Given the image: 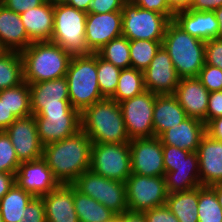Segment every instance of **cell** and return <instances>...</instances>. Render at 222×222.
<instances>
[{"mask_svg":"<svg viewBox=\"0 0 222 222\" xmlns=\"http://www.w3.org/2000/svg\"><path fill=\"white\" fill-rule=\"evenodd\" d=\"M92 0H67L66 4L88 13Z\"/></svg>","mask_w":222,"mask_h":222,"instance_id":"53","label":"cell"},{"mask_svg":"<svg viewBox=\"0 0 222 222\" xmlns=\"http://www.w3.org/2000/svg\"><path fill=\"white\" fill-rule=\"evenodd\" d=\"M92 141L81 129L63 140L43 146L42 158L59 184L71 185L90 170Z\"/></svg>","mask_w":222,"mask_h":222,"instance_id":"1","label":"cell"},{"mask_svg":"<svg viewBox=\"0 0 222 222\" xmlns=\"http://www.w3.org/2000/svg\"><path fill=\"white\" fill-rule=\"evenodd\" d=\"M131 172L145 176H165L163 145L159 137L136 138L129 142Z\"/></svg>","mask_w":222,"mask_h":222,"instance_id":"13","label":"cell"},{"mask_svg":"<svg viewBox=\"0 0 222 222\" xmlns=\"http://www.w3.org/2000/svg\"><path fill=\"white\" fill-rule=\"evenodd\" d=\"M33 198L32 194L15 183L0 200L3 222H20L24 217L26 206Z\"/></svg>","mask_w":222,"mask_h":222,"instance_id":"29","label":"cell"},{"mask_svg":"<svg viewBox=\"0 0 222 222\" xmlns=\"http://www.w3.org/2000/svg\"><path fill=\"white\" fill-rule=\"evenodd\" d=\"M17 118L0 99V131H5Z\"/></svg>","mask_w":222,"mask_h":222,"instance_id":"50","label":"cell"},{"mask_svg":"<svg viewBox=\"0 0 222 222\" xmlns=\"http://www.w3.org/2000/svg\"><path fill=\"white\" fill-rule=\"evenodd\" d=\"M173 21L186 33L204 42L217 38L219 22L214 11L181 9L175 11Z\"/></svg>","mask_w":222,"mask_h":222,"instance_id":"21","label":"cell"},{"mask_svg":"<svg viewBox=\"0 0 222 222\" xmlns=\"http://www.w3.org/2000/svg\"><path fill=\"white\" fill-rule=\"evenodd\" d=\"M23 81L21 54L17 51H8L0 57V91L20 85Z\"/></svg>","mask_w":222,"mask_h":222,"instance_id":"33","label":"cell"},{"mask_svg":"<svg viewBox=\"0 0 222 222\" xmlns=\"http://www.w3.org/2000/svg\"><path fill=\"white\" fill-rule=\"evenodd\" d=\"M210 187L215 191L218 202H219L220 206L222 207V183L215 184Z\"/></svg>","mask_w":222,"mask_h":222,"instance_id":"56","label":"cell"},{"mask_svg":"<svg viewBox=\"0 0 222 222\" xmlns=\"http://www.w3.org/2000/svg\"><path fill=\"white\" fill-rule=\"evenodd\" d=\"M71 185L81 194L103 204L117 216L129 211L125 182L108 179L88 170L77 177Z\"/></svg>","mask_w":222,"mask_h":222,"instance_id":"7","label":"cell"},{"mask_svg":"<svg viewBox=\"0 0 222 222\" xmlns=\"http://www.w3.org/2000/svg\"><path fill=\"white\" fill-rule=\"evenodd\" d=\"M96 53L115 67L120 69L131 67L129 40L123 35L112 39Z\"/></svg>","mask_w":222,"mask_h":222,"instance_id":"34","label":"cell"},{"mask_svg":"<svg viewBox=\"0 0 222 222\" xmlns=\"http://www.w3.org/2000/svg\"><path fill=\"white\" fill-rule=\"evenodd\" d=\"M65 77L70 104L80 113L105 98L97 79V53L73 55Z\"/></svg>","mask_w":222,"mask_h":222,"instance_id":"5","label":"cell"},{"mask_svg":"<svg viewBox=\"0 0 222 222\" xmlns=\"http://www.w3.org/2000/svg\"><path fill=\"white\" fill-rule=\"evenodd\" d=\"M146 90L155 94H174L180 77L167 50L160 46L150 65L143 71Z\"/></svg>","mask_w":222,"mask_h":222,"instance_id":"15","label":"cell"},{"mask_svg":"<svg viewBox=\"0 0 222 222\" xmlns=\"http://www.w3.org/2000/svg\"><path fill=\"white\" fill-rule=\"evenodd\" d=\"M90 170L108 179L125 182L132 174L129 143H93Z\"/></svg>","mask_w":222,"mask_h":222,"instance_id":"9","label":"cell"},{"mask_svg":"<svg viewBox=\"0 0 222 222\" xmlns=\"http://www.w3.org/2000/svg\"><path fill=\"white\" fill-rule=\"evenodd\" d=\"M156 95L145 90L119 103L130 140L154 137L153 110Z\"/></svg>","mask_w":222,"mask_h":222,"instance_id":"12","label":"cell"},{"mask_svg":"<svg viewBox=\"0 0 222 222\" xmlns=\"http://www.w3.org/2000/svg\"><path fill=\"white\" fill-rule=\"evenodd\" d=\"M199 187L168 194L166 205L179 222H198Z\"/></svg>","mask_w":222,"mask_h":222,"instance_id":"28","label":"cell"},{"mask_svg":"<svg viewBox=\"0 0 222 222\" xmlns=\"http://www.w3.org/2000/svg\"><path fill=\"white\" fill-rule=\"evenodd\" d=\"M205 64L219 67L222 70V39L205 41Z\"/></svg>","mask_w":222,"mask_h":222,"instance_id":"42","label":"cell"},{"mask_svg":"<svg viewBox=\"0 0 222 222\" xmlns=\"http://www.w3.org/2000/svg\"><path fill=\"white\" fill-rule=\"evenodd\" d=\"M163 163L165 172L173 171V167L182 165H199L196 152H190L172 145H163Z\"/></svg>","mask_w":222,"mask_h":222,"instance_id":"38","label":"cell"},{"mask_svg":"<svg viewBox=\"0 0 222 222\" xmlns=\"http://www.w3.org/2000/svg\"><path fill=\"white\" fill-rule=\"evenodd\" d=\"M0 99L16 118L32 115L29 84L23 81L20 85L0 91Z\"/></svg>","mask_w":222,"mask_h":222,"instance_id":"31","label":"cell"},{"mask_svg":"<svg viewBox=\"0 0 222 222\" xmlns=\"http://www.w3.org/2000/svg\"><path fill=\"white\" fill-rule=\"evenodd\" d=\"M28 39L31 42L50 41L54 26V4H43L20 14Z\"/></svg>","mask_w":222,"mask_h":222,"instance_id":"24","label":"cell"},{"mask_svg":"<svg viewBox=\"0 0 222 222\" xmlns=\"http://www.w3.org/2000/svg\"><path fill=\"white\" fill-rule=\"evenodd\" d=\"M197 78L210 93L222 90V70L219 67L205 64Z\"/></svg>","mask_w":222,"mask_h":222,"instance_id":"40","label":"cell"},{"mask_svg":"<svg viewBox=\"0 0 222 222\" xmlns=\"http://www.w3.org/2000/svg\"><path fill=\"white\" fill-rule=\"evenodd\" d=\"M188 118L174 94H157L153 110L154 136L176 126Z\"/></svg>","mask_w":222,"mask_h":222,"instance_id":"25","label":"cell"},{"mask_svg":"<svg viewBox=\"0 0 222 222\" xmlns=\"http://www.w3.org/2000/svg\"><path fill=\"white\" fill-rule=\"evenodd\" d=\"M0 222H3V219H2L1 213H0Z\"/></svg>","mask_w":222,"mask_h":222,"instance_id":"59","label":"cell"},{"mask_svg":"<svg viewBox=\"0 0 222 222\" xmlns=\"http://www.w3.org/2000/svg\"><path fill=\"white\" fill-rule=\"evenodd\" d=\"M169 6L174 10L186 9L191 0H166Z\"/></svg>","mask_w":222,"mask_h":222,"instance_id":"54","label":"cell"},{"mask_svg":"<svg viewBox=\"0 0 222 222\" xmlns=\"http://www.w3.org/2000/svg\"><path fill=\"white\" fill-rule=\"evenodd\" d=\"M198 222H222V207L210 186L199 187Z\"/></svg>","mask_w":222,"mask_h":222,"instance_id":"36","label":"cell"},{"mask_svg":"<svg viewBox=\"0 0 222 222\" xmlns=\"http://www.w3.org/2000/svg\"><path fill=\"white\" fill-rule=\"evenodd\" d=\"M220 116H222V90L209 94L206 123Z\"/></svg>","mask_w":222,"mask_h":222,"instance_id":"46","label":"cell"},{"mask_svg":"<svg viewBox=\"0 0 222 222\" xmlns=\"http://www.w3.org/2000/svg\"><path fill=\"white\" fill-rule=\"evenodd\" d=\"M20 222H46L45 206L41 197H34L26 206Z\"/></svg>","mask_w":222,"mask_h":222,"instance_id":"43","label":"cell"},{"mask_svg":"<svg viewBox=\"0 0 222 222\" xmlns=\"http://www.w3.org/2000/svg\"><path fill=\"white\" fill-rule=\"evenodd\" d=\"M127 0H92L88 13H109L122 11Z\"/></svg>","mask_w":222,"mask_h":222,"instance_id":"45","label":"cell"},{"mask_svg":"<svg viewBox=\"0 0 222 222\" xmlns=\"http://www.w3.org/2000/svg\"><path fill=\"white\" fill-rule=\"evenodd\" d=\"M34 116L43 146L63 140L81 130V113L73 107L42 108Z\"/></svg>","mask_w":222,"mask_h":222,"instance_id":"10","label":"cell"},{"mask_svg":"<svg viewBox=\"0 0 222 222\" xmlns=\"http://www.w3.org/2000/svg\"><path fill=\"white\" fill-rule=\"evenodd\" d=\"M51 4L66 3L67 0H47Z\"/></svg>","mask_w":222,"mask_h":222,"instance_id":"58","label":"cell"},{"mask_svg":"<svg viewBox=\"0 0 222 222\" xmlns=\"http://www.w3.org/2000/svg\"><path fill=\"white\" fill-rule=\"evenodd\" d=\"M15 183V174L0 172V200Z\"/></svg>","mask_w":222,"mask_h":222,"instance_id":"51","label":"cell"},{"mask_svg":"<svg viewBox=\"0 0 222 222\" xmlns=\"http://www.w3.org/2000/svg\"><path fill=\"white\" fill-rule=\"evenodd\" d=\"M74 208L79 222H114L117 215L95 199L73 187Z\"/></svg>","mask_w":222,"mask_h":222,"instance_id":"27","label":"cell"},{"mask_svg":"<svg viewBox=\"0 0 222 222\" xmlns=\"http://www.w3.org/2000/svg\"><path fill=\"white\" fill-rule=\"evenodd\" d=\"M15 182L34 197H42L60 185L43 158L21 162Z\"/></svg>","mask_w":222,"mask_h":222,"instance_id":"17","label":"cell"},{"mask_svg":"<svg viewBox=\"0 0 222 222\" xmlns=\"http://www.w3.org/2000/svg\"><path fill=\"white\" fill-rule=\"evenodd\" d=\"M32 115L42 108L72 107L66 77L29 84Z\"/></svg>","mask_w":222,"mask_h":222,"instance_id":"18","label":"cell"},{"mask_svg":"<svg viewBox=\"0 0 222 222\" xmlns=\"http://www.w3.org/2000/svg\"><path fill=\"white\" fill-rule=\"evenodd\" d=\"M9 50L3 45L2 41L0 40V57L6 54Z\"/></svg>","mask_w":222,"mask_h":222,"instance_id":"57","label":"cell"},{"mask_svg":"<svg viewBox=\"0 0 222 222\" xmlns=\"http://www.w3.org/2000/svg\"><path fill=\"white\" fill-rule=\"evenodd\" d=\"M162 42L145 39L129 41L131 67L144 71L150 65Z\"/></svg>","mask_w":222,"mask_h":222,"instance_id":"35","label":"cell"},{"mask_svg":"<svg viewBox=\"0 0 222 222\" xmlns=\"http://www.w3.org/2000/svg\"><path fill=\"white\" fill-rule=\"evenodd\" d=\"M205 131L211 138L222 141V116L209 120L205 124Z\"/></svg>","mask_w":222,"mask_h":222,"instance_id":"49","label":"cell"},{"mask_svg":"<svg viewBox=\"0 0 222 222\" xmlns=\"http://www.w3.org/2000/svg\"><path fill=\"white\" fill-rule=\"evenodd\" d=\"M196 153L201 186L222 183V141L215 140L205 133Z\"/></svg>","mask_w":222,"mask_h":222,"instance_id":"20","label":"cell"},{"mask_svg":"<svg viewBox=\"0 0 222 222\" xmlns=\"http://www.w3.org/2000/svg\"><path fill=\"white\" fill-rule=\"evenodd\" d=\"M118 222H146L143 213L127 211L117 216Z\"/></svg>","mask_w":222,"mask_h":222,"instance_id":"52","label":"cell"},{"mask_svg":"<svg viewBox=\"0 0 222 222\" xmlns=\"http://www.w3.org/2000/svg\"><path fill=\"white\" fill-rule=\"evenodd\" d=\"M222 6V0H191L188 9L194 11H214Z\"/></svg>","mask_w":222,"mask_h":222,"instance_id":"48","label":"cell"},{"mask_svg":"<svg viewBox=\"0 0 222 222\" xmlns=\"http://www.w3.org/2000/svg\"><path fill=\"white\" fill-rule=\"evenodd\" d=\"M168 194L184 192L201 186L199 165H182L173 167L165 174Z\"/></svg>","mask_w":222,"mask_h":222,"instance_id":"30","label":"cell"},{"mask_svg":"<svg viewBox=\"0 0 222 222\" xmlns=\"http://www.w3.org/2000/svg\"><path fill=\"white\" fill-rule=\"evenodd\" d=\"M209 94L197 77L180 78L174 93L187 116L199 119L205 124Z\"/></svg>","mask_w":222,"mask_h":222,"instance_id":"19","label":"cell"},{"mask_svg":"<svg viewBox=\"0 0 222 222\" xmlns=\"http://www.w3.org/2000/svg\"><path fill=\"white\" fill-rule=\"evenodd\" d=\"M81 129L92 143H129L120 105L104 98L81 113Z\"/></svg>","mask_w":222,"mask_h":222,"instance_id":"3","label":"cell"},{"mask_svg":"<svg viewBox=\"0 0 222 222\" xmlns=\"http://www.w3.org/2000/svg\"><path fill=\"white\" fill-rule=\"evenodd\" d=\"M146 222H179L166 204L142 212Z\"/></svg>","mask_w":222,"mask_h":222,"instance_id":"44","label":"cell"},{"mask_svg":"<svg viewBox=\"0 0 222 222\" xmlns=\"http://www.w3.org/2000/svg\"><path fill=\"white\" fill-rule=\"evenodd\" d=\"M46 0H3V5L18 14L43 4Z\"/></svg>","mask_w":222,"mask_h":222,"instance_id":"47","label":"cell"},{"mask_svg":"<svg viewBox=\"0 0 222 222\" xmlns=\"http://www.w3.org/2000/svg\"><path fill=\"white\" fill-rule=\"evenodd\" d=\"M129 3L140 8L155 11L173 20L175 11L169 6L166 0H127Z\"/></svg>","mask_w":222,"mask_h":222,"instance_id":"41","label":"cell"},{"mask_svg":"<svg viewBox=\"0 0 222 222\" xmlns=\"http://www.w3.org/2000/svg\"><path fill=\"white\" fill-rule=\"evenodd\" d=\"M145 90L143 71L132 67L121 69L116 91L110 99L119 104L124 100L141 94Z\"/></svg>","mask_w":222,"mask_h":222,"instance_id":"32","label":"cell"},{"mask_svg":"<svg viewBox=\"0 0 222 222\" xmlns=\"http://www.w3.org/2000/svg\"><path fill=\"white\" fill-rule=\"evenodd\" d=\"M180 78L198 77L205 65V42L186 33L173 20L162 42Z\"/></svg>","mask_w":222,"mask_h":222,"instance_id":"4","label":"cell"},{"mask_svg":"<svg viewBox=\"0 0 222 222\" xmlns=\"http://www.w3.org/2000/svg\"><path fill=\"white\" fill-rule=\"evenodd\" d=\"M5 132L10 137L20 162L42 158L43 144L39 139L34 115L17 118Z\"/></svg>","mask_w":222,"mask_h":222,"instance_id":"14","label":"cell"},{"mask_svg":"<svg viewBox=\"0 0 222 222\" xmlns=\"http://www.w3.org/2000/svg\"><path fill=\"white\" fill-rule=\"evenodd\" d=\"M20 54L23 78L28 84L64 77L72 58L70 53L51 41L32 42Z\"/></svg>","mask_w":222,"mask_h":222,"instance_id":"2","label":"cell"},{"mask_svg":"<svg viewBox=\"0 0 222 222\" xmlns=\"http://www.w3.org/2000/svg\"><path fill=\"white\" fill-rule=\"evenodd\" d=\"M170 21L161 13L140 8L127 1L122 8V35L129 41H163Z\"/></svg>","mask_w":222,"mask_h":222,"instance_id":"8","label":"cell"},{"mask_svg":"<svg viewBox=\"0 0 222 222\" xmlns=\"http://www.w3.org/2000/svg\"><path fill=\"white\" fill-rule=\"evenodd\" d=\"M20 164L10 137L5 131H0V172L16 175Z\"/></svg>","mask_w":222,"mask_h":222,"instance_id":"39","label":"cell"},{"mask_svg":"<svg viewBox=\"0 0 222 222\" xmlns=\"http://www.w3.org/2000/svg\"><path fill=\"white\" fill-rule=\"evenodd\" d=\"M41 198L45 206L46 222H79L74 208L72 185L60 184Z\"/></svg>","mask_w":222,"mask_h":222,"instance_id":"22","label":"cell"},{"mask_svg":"<svg viewBox=\"0 0 222 222\" xmlns=\"http://www.w3.org/2000/svg\"><path fill=\"white\" fill-rule=\"evenodd\" d=\"M121 69L97 54V79L101 94L110 98L116 91Z\"/></svg>","mask_w":222,"mask_h":222,"instance_id":"37","label":"cell"},{"mask_svg":"<svg viewBox=\"0 0 222 222\" xmlns=\"http://www.w3.org/2000/svg\"><path fill=\"white\" fill-rule=\"evenodd\" d=\"M87 14L66 3L54 4V26L50 41L72 56L91 54L85 40Z\"/></svg>","mask_w":222,"mask_h":222,"instance_id":"6","label":"cell"},{"mask_svg":"<svg viewBox=\"0 0 222 222\" xmlns=\"http://www.w3.org/2000/svg\"><path fill=\"white\" fill-rule=\"evenodd\" d=\"M119 36H122V11L87 14L85 40L91 53Z\"/></svg>","mask_w":222,"mask_h":222,"instance_id":"16","label":"cell"},{"mask_svg":"<svg viewBox=\"0 0 222 222\" xmlns=\"http://www.w3.org/2000/svg\"><path fill=\"white\" fill-rule=\"evenodd\" d=\"M128 210L142 213L166 204L168 192L165 176L132 173L125 181Z\"/></svg>","mask_w":222,"mask_h":222,"instance_id":"11","label":"cell"},{"mask_svg":"<svg viewBox=\"0 0 222 222\" xmlns=\"http://www.w3.org/2000/svg\"><path fill=\"white\" fill-rule=\"evenodd\" d=\"M205 133V123L203 121L188 117L180 124L164 131L159 139L162 145H172L190 152H196Z\"/></svg>","mask_w":222,"mask_h":222,"instance_id":"23","label":"cell"},{"mask_svg":"<svg viewBox=\"0 0 222 222\" xmlns=\"http://www.w3.org/2000/svg\"><path fill=\"white\" fill-rule=\"evenodd\" d=\"M0 40L9 51L22 52L32 42L28 39L20 14L0 5Z\"/></svg>","mask_w":222,"mask_h":222,"instance_id":"26","label":"cell"},{"mask_svg":"<svg viewBox=\"0 0 222 222\" xmlns=\"http://www.w3.org/2000/svg\"><path fill=\"white\" fill-rule=\"evenodd\" d=\"M217 21L219 22V29L217 38L222 39V6L216 10H214Z\"/></svg>","mask_w":222,"mask_h":222,"instance_id":"55","label":"cell"}]
</instances>
